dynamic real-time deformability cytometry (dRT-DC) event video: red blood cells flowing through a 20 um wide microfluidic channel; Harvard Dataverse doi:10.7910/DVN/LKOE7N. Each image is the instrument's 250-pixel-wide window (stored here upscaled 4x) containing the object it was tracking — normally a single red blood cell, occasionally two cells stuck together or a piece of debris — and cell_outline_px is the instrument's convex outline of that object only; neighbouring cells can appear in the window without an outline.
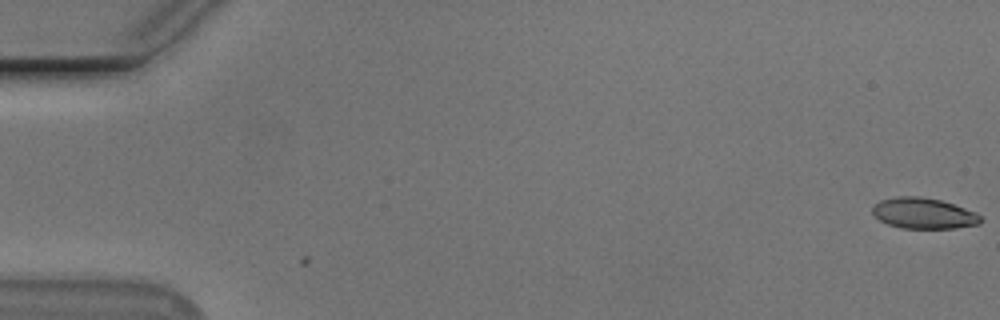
{"species": "Egyptian fruit bat (a non-hibernating species)", "species_latin": "Rousettus aegyptiacus", "temperature_condition": "cold", "stored_images_in_passage": 3, "camera_frame_rate_fps": 3000, "um_per_image_px": 0.085, "animal": {"sex": "male"}, "frame": {"image": 1, "passage_image": 3, "time_ms": 0.667, "image_size_px": [1000, 320], "cell_outline_px": [[984, 220], [980, 224], [956, 228], [900, 228], [888, 224], [880, 220], [872, 212], [872, 208], [880, 200], [896, 196], [920, 196], [940, 200], [976, 212]], "centroid_in_image_um": [78.52, 18.13], "position_along_channel_um": 6.5, "area_um2": 19.42}}